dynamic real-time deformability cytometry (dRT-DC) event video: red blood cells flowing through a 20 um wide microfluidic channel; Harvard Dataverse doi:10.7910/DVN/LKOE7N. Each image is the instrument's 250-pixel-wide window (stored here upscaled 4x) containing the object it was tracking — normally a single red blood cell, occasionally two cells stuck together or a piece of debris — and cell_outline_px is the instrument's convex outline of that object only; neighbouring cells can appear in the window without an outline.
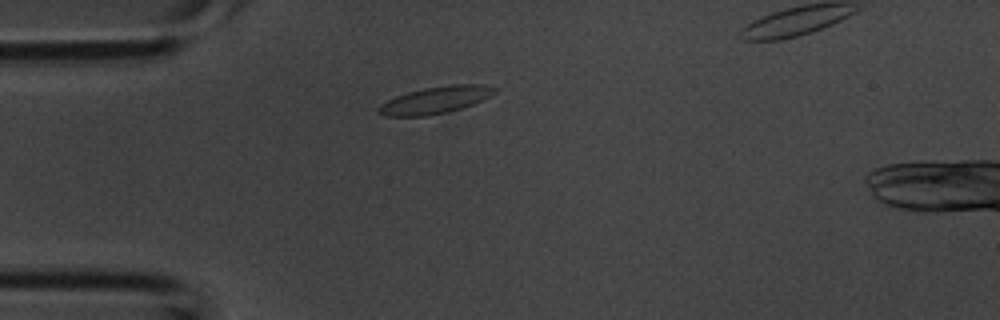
{"species": "common noctule bat (a hibernating species)", "species_latin": "Nyctalus noctula", "temperature_condition": "room temperature", "stored_images_in_passage": 2, "camera_frame_rate_fps": 3000, "um_per_image_px": 0.085, "animal": {"sex": "male", "body_mass_g": 20.1, "forearm_length_mm": 53.5}, "frame": {"image": 1, "passage_image": 1, "time_ms": 0.0, "image_size_px": [1000, 320], "cell_outline_px": [[500, 88], [496, 92], [472, 104], [448, 112], [424, 116], [384, 116], [376, 112], [376, 108], [380, 104], [396, 96], [408, 92], [424, 88], [452, 84], [484, 84]], "centroid_in_image_um": [36.99, 8.5], "position_along_channel_um": 48.0, "area_um2": 18.26}}